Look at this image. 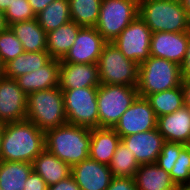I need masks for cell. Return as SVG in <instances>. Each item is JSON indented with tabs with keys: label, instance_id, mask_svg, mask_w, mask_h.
Wrapping results in <instances>:
<instances>
[{
	"label": "cell",
	"instance_id": "40",
	"mask_svg": "<svg viewBox=\"0 0 190 190\" xmlns=\"http://www.w3.org/2000/svg\"><path fill=\"white\" fill-rule=\"evenodd\" d=\"M183 92L184 106L190 107V78H183L181 83Z\"/></svg>",
	"mask_w": 190,
	"mask_h": 190
},
{
	"label": "cell",
	"instance_id": "8",
	"mask_svg": "<svg viewBox=\"0 0 190 190\" xmlns=\"http://www.w3.org/2000/svg\"><path fill=\"white\" fill-rule=\"evenodd\" d=\"M138 15L139 0H102L95 28L112 42Z\"/></svg>",
	"mask_w": 190,
	"mask_h": 190
},
{
	"label": "cell",
	"instance_id": "43",
	"mask_svg": "<svg viewBox=\"0 0 190 190\" xmlns=\"http://www.w3.org/2000/svg\"><path fill=\"white\" fill-rule=\"evenodd\" d=\"M11 0H0V10L4 12V10L9 6Z\"/></svg>",
	"mask_w": 190,
	"mask_h": 190
},
{
	"label": "cell",
	"instance_id": "30",
	"mask_svg": "<svg viewBox=\"0 0 190 190\" xmlns=\"http://www.w3.org/2000/svg\"><path fill=\"white\" fill-rule=\"evenodd\" d=\"M139 166L133 152L121 141L109 164L113 177L134 178Z\"/></svg>",
	"mask_w": 190,
	"mask_h": 190
},
{
	"label": "cell",
	"instance_id": "37",
	"mask_svg": "<svg viewBox=\"0 0 190 190\" xmlns=\"http://www.w3.org/2000/svg\"><path fill=\"white\" fill-rule=\"evenodd\" d=\"M47 190H81L76 184V181L72 175L64 180L59 181L57 184L47 187Z\"/></svg>",
	"mask_w": 190,
	"mask_h": 190
},
{
	"label": "cell",
	"instance_id": "34",
	"mask_svg": "<svg viewBox=\"0 0 190 190\" xmlns=\"http://www.w3.org/2000/svg\"><path fill=\"white\" fill-rule=\"evenodd\" d=\"M185 146L182 143L165 142L156 164L170 174L181 149Z\"/></svg>",
	"mask_w": 190,
	"mask_h": 190
},
{
	"label": "cell",
	"instance_id": "1",
	"mask_svg": "<svg viewBox=\"0 0 190 190\" xmlns=\"http://www.w3.org/2000/svg\"><path fill=\"white\" fill-rule=\"evenodd\" d=\"M45 149V132L25 119L2 125L0 161L32 163Z\"/></svg>",
	"mask_w": 190,
	"mask_h": 190
},
{
	"label": "cell",
	"instance_id": "24",
	"mask_svg": "<svg viewBox=\"0 0 190 190\" xmlns=\"http://www.w3.org/2000/svg\"><path fill=\"white\" fill-rule=\"evenodd\" d=\"M82 26L70 21L47 33L46 46L52 59L61 60L70 50Z\"/></svg>",
	"mask_w": 190,
	"mask_h": 190
},
{
	"label": "cell",
	"instance_id": "22",
	"mask_svg": "<svg viewBox=\"0 0 190 190\" xmlns=\"http://www.w3.org/2000/svg\"><path fill=\"white\" fill-rule=\"evenodd\" d=\"M134 181L138 190H177L170 174L156 163L140 164Z\"/></svg>",
	"mask_w": 190,
	"mask_h": 190
},
{
	"label": "cell",
	"instance_id": "9",
	"mask_svg": "<svg viewBox=\"0 0 190 190\" xmlns=\"http://www.w3.org/2000/svg\"><path fill=\"white\" fill-rule=\"evenodd\" d=\"M68 124L98 128V87L61 89Z\"/></svg>",
	"mask_w": 190,
	"mask_h": 190
},
{
	"label": "cell",
	"instance_id": "14",
	"mask_svg": "<svg viewBox=\"0 0 190 190\" xmlns=\"http://www.w3.org/2000/svg\"><path fill=\"white\" fill-rule=\"evenodd\" d=\"M189 40V31L154 32L150 42V56L163 58L182 65Z\"/></svg>",
	"mask_w": 190,
	"mask_h": 190
},
{
	"label": "cell",
	"instance_id": "46",
	"mask_svg": "<svg viewBox=\"0 0 190 190\" xmlns=\"http://www.w3.org/2000/svg\"><path fill=\"white\" fill-rule=\"evenodd\" d=\"M1 137H2V124H0V144H1Z\"/></svg>",
	"mask_w": 190,
	"mask_h": 190
},
{
	"label": "cell",
	"instance_id": "21",
	"mask_svg": "<svg viewBox=\"0 0 190 190\" xmlns=\"http://www.w3.org/2000/svg\"><path fill=\"white\" fill-rule=\"evenodd\" d=\"M33 171L40 175L47 186L57 184L71 175L72 167L46 148L33 160Z\"/></svg>",
	"mask_w": 190,
	"mask_h": 190
},
{
	"label": "cell",
	"instance_id": "28",
	"mask_svg": "<svg viewBox=\"0 0 190 190\" xmlns=\"http://www.w3.org/2000/svg\"><path fill=\"white\" fill-rule=\"evenodd\" d=\"M146 99L150 103L157 118L173 113L184 107L181 85L176 88L148 95Z\"/></svg>",
	"mask_w": 190,
	"mask_h": 190
},
{
	"label": "cell",
	"instance_id": "13",
	"mask_svg": "<svg viewBox=\"0 0 190 190\" xmlns=\"http://www.w3.org/2000/svg\"><path fill=\"white\" fill-rule=\"evenodd\" d=\"M27 94L15 79H0V124L26 119Z\"/></svg>",
	"mask_w": 190,
	"mask_h": 190
},
{
	"label": "cell",
	"instance_id": "44",
	"mask_svg": "<svg viewBox=\"0 0 190 190\" xmlns=\"http://www.w3.org/2000/svg\"><path fill=\"white\" fill-rule=\"evenodd\" d=\"M177 190H190V183L182 184L177 187Z\"/></svg>",
	"mask_w": 190,
	"mask_h": 190
},
{
	"label": "cell",
	"instance_id": "26",
	"mask_svg": "<svg viewBox=\"0 0 190 190\" xmlns=\"http://www.w3.org/2000/svg\"><path fill=\"white\" fill-rule=\"evenodd\" d=\"M32 171V163L0 161V189L23 190Z\"/></svg>",
	"mask_w": 190,
	"mask_h": 190
},
{
	"label": "cell",
	"instance_id": "39",
	"mask_svg": "<svg viewBox=\"0 0 190 190\" xmlns=\"http://www.w3.org/2000/svg\"><path fill=\"white\" fill-rule=\"evenodd\" d=\"M55 0H28L35 15L39 14L47 5Z\"/></svg>",
	"mask_w": 190,
	"mask_h": 190
},
{
	"label": "cell",
	"instance_id": "3",
	"mask_svg": "<svg viewBox=\"0 0 190 190\" xmlns=\"http://www.w3.org/2000/svg\"><path fill=\"white\" fill-rule=\"evenodd\" d=\"M154 32L190 31V17L179 0H139V15Z\"/></svg>",
	"mask_w": 190,
	"mask_h": 190
},
{
	"label": "cell",
	"instance_id": "41",
	"mask_svg": "<svg viewBox=\"0 0 190 190\" xmlns=\"http://www.w3.org/2000/svg\"><path fill=\"white\" fill-rule=\"evenodd\" d=\"M181 6L186 10L187 15L190 17V0H179Z\"/></svg>",
	"mask_w": 190,
	"mask_h": 190
},
{
	"label": "cell",
	"instance_id": "38",
	"mask_svg": "<svg viewBox=\"0 0 190 190\" xmlns=\"http://www.w3.org/2000/svg\"><path fill=\"white\" fill-rule=\"evenodd\" d=\"M182 78H190V31H189V40L186 49L185 58L183 64L181 65Z\"/></svg>",
	"mask_w": 190,
	"mask_h": 190
},
{
	"label": "cell",
	"instance_id": "17",
	"mask_svg": "<svg viewBox=\"0 0 190 190\" xmlns=\"http://www.w3.org/2000/svg\"><path fill=\"white\" fill-rule=\"evenodd\" d=\"M99 85L100 79L97 63H60V89L98 87Z\"/></svg>",
	"mask_w": 190,
	"mask_h": 190
},
{
	"label": "cell",
	"instance_id": "36",
	"mask_svg": "<svg viewBox=\"0 0 190 190\" xmlns=\"http://www.w3.org/2000/svg\"><path fill=\"white\" fill-rule=\"evenodd\" d=\"M47 187L46 182L40 175L32 171L25 182L23 190H47Z\"/></svg>",
	"mask_w": 190,
	"mask_h": 190
},
{
	"label": "cell",
	"instance_id": "2",
	"mask_svg": "<svg viewBox=\"0 0 190 190\" xmlns=\"http://www.w3.org/2000/svg\"><path fill=\"white\" fill-rule=\"evenodd\" d=\"M90 132V128L68 123L49 129L45 148L72 167L89 158Z\"/></svg>",
	"mask_w": 190,
	"mask_h": 190
},
{
	"label": "cell",
	"instance_id": "12",
	"mask_svg": "<svg viewBox=\"0 0 190 190\" xmlns=\"http://www.w3.org/2000/svg\"><path fill=\"white\" fill-rule=\"evenodd\" d=\"M106 43L107 41L95 27L83 26L79 29L74 44L60 63H98Z\"/></svg>",
	"mask_w": 190,
	"mask_h": 190
},
{
	"label": "cell",
	"instance_id": "15",
	"mask_svg": "<svg viewBox=\"0 0 190 190\" xmlns=\"http://www.w3.org/2000/svg\"><path fill=\"white\" fill-rule=\"evenodd\" d=\"M71 175L81 190H106L113 178L109 165L91 158L73 165Z\"/></svg>",
	"mask_w": 190,
	"mask_h": 190
},
{
	"label": "cell",
	"instance_id": "20",
	"mask_svg": "<svg viewBox=\"0 0 190 190\" xmlns=\"http://www.w3.org/2000/svg\"><path fill=\"white\" fill-rule=\"evenodd\" d=\"M121 137L113 128H92L90 132L89 158L109 165Z\"/></svg>",
	"mask_w": 190,
	"mask_h": 190
},
{
	"label": "cell",
	"instance_id": "4",
	"mask_svg": "<svg viewBox=\"0 0 190 190\" xmlns=\"http://www.w3.org/2000/svg\"><path fill=\"white\" fill-rule=\"evenodd\" d=\"M26 119L44 132L67 124L63 92L59 86L28 94Z\"/></svg>",
	"mask_w": 190,
	"mask_h": 190
},
{
	"label": "cell",
	"instance_id": "42",
	"mask_svg": "<svg viewBox=\"0 0 190 190\" xmlns=\"http://www.w3.org/2000/svg\"><path fill=\"white\" fill-rule=\"evenodd\" d=\"M5 20H4V13L0 10V32L6 28Z\"/></svg>",
	"mask_w": 190,
	"mask_h": 190
},
{
	"label": "cell",
	"instance_id": "18",
	"mask_svg": "<svg viewBox=\"0 0 190 190\" xmlns=\"http://www.w3.org/2000/svg\"><path fill=\"white\" fill-rule=\"evenodd\" d=\"M60 60L50 59L43 67L15 78L18 86L28 95L32 92L59 86Z\"/></svg>",
	"mask_w": 190,
	"mask_h": 190
},
{
	"label": "cell",
	"instance_id": "6",
	"mask_svg": "<svg viewBox=\"0 0 190 190\" xmlns=\"http://www.w3.org/2000/svg\"><path fill=\"white\" fill-rule=\"evenodd\" d=\"M137 96V86L100 84L97 93L98 127L114 128Z\"/></svg>",
	"mask_w": 190,
	"mask_h": 190
},
{
	"label": "cell",
	"instance_id": "27",
	"mask_svg": "<svg viewBox=\"0 0 190 190\" xmlns=\"http://www.w3.org/2000/svg\"><path fill=\"white\" fill-rule=\"evenodd\" d=\"M39 25L46 33L71 21L69 0H55L36 15Z\"/></svg>",
	"mask_w": 190,
	"mask_h": 190
},
{
	"label": "cell",
	"instance_id": "25",
	"mask_svg": "<svg viewBox=\"0 0 190 190\" xmlns=\"http://www.w3.org/2000/svg\"><path fill=\"white\" fill-rule=\"evenodd\" d=\"M51 59L47 50L23 52L4 65V76L15 79L43 67Z\"/></svg>",
	"mask_w": 190,
	"mask_h": 190
},
{
	"label": "cell",
	"instance_id": "10",
	"mask_svg": "<svg viewBox=\"0 0 190 190\" xmlns=\"http://www.w3.org/2000/svg\"><path fill=\"white\" fill-rule=\"evenodd\" d=\"M151 36V29L137 16L112 42L126 58L140 64L150 57Z\"/></svg>",
	"mask_w": 190,
	"mask_h": 190
},
{
	"label": "cell",
	"instance_id": "29",
	"mask_svg": "<svg viewBox=\"0 0 190 190\" xmlns=\"http://www.w3.org/2000/svg\"><path fill=\"white\" fill-rule=\"evenodd\" d=\"M102 0H69L70 18L80 26L95 27Z\"/></svg>",
	"mask_w": 190,
	"mask_h": 190
},
{
	"label": "cell",
	"instance_id": "5",
	"mask_svg": "<svg viewBox=\"0 0 190 190\" xmlns=\"http://www.w3.org/2000/svg\"><path fill=\"white\" fill-rule=\"evenodd\" d=\"M181 66L175 62L150 56L139 64L138 95H148L179 87L182 83Z\"/></svg>",
	"mask_w": 190,
	"mask_h": 190
},
{
	"label": "cell",
	"instance_id": "23",
	"mask_svg": "<svg viewBox=\"0 0 190 190\" xmlns=\"http://www.w3.org/2000/svg\"><path fill=\"white\" fill-rule=\"evenodd\" d=\"M23 45L24 52L47 50V33L37 19L22 21L8 26Z\"/></svg>",
	"mask_w": 190,
	"mask_h": 190
},
{
	"label": "cell",
	"instance_id": "33",
	"mask_svg": "<svg viewBox=\"0 0 190 190\" xmlns=\"http://www.w3.org/2000/svg\"><path fill=\"white\" fill-rule=\"evenodd\" d=\"M172 181L178 186L190 183V148L185 145L170 172Z\"/></svg>",
	"mask_w": 190,
	"mask_h": 190
},
{
	"label": "cell",
	"instance_id": "31",
	"mask_svg": "<svg viewBox=\"0 0 190 190\" xmlns=\"http://www.w3.org/2000/svg\"><path fill=\"white\" fill-rule=\"evenodd\" d=\"M24 52L23 45L9 27L0 32V59L5 65Z\"/></svg>",
	"mask_w": 190,
	"mask_h": 190
},
{
	"label": "cell",
	"instance_id": "19",
	"mask_svg": "<svg viewBox=\"0 0 190 190\" xmlns=\"http://www.w3.org/2000/svg\"><path fill=\"white\" fill-rule=\"evenodd\" d=\"M156 128L166 142L182 143L190 141V114L187 107L157 118Z\"/></svg>",
	"mask_w": 190,
	"mask_h": 190
},
{
	"label": "cell",
	"instance_id": "32",
	"mask_svg": "<svg viewBox=\"0 0 190 190\" xmlns=\"http://www.w3.org/2000/svg\"><path fill=\"white\" fill-rule=\"evenodd\" d=\"M3 13L7 27L15 23L36 18L28 0H11L9 6Z\"/></svg>",
	"mask_w": 190,
	"mask_h": 190
},
{
	"label": "cell",
	"instance_id": "11",
	"mask_svg": "<svg viewBox=\"0 0 190 190\" xmlns=\"http://www.w3.org/2000/svg\"><path fill=\"white\" fill-rule=\"evenodd\" d=\"M156 124L157 117L150 103L145 97L138 95L113 129L122 138L155 129Z\"/></svg>",
	"mask_w": 190,
	"mask_h": 190
},
{
	"label": "cell",
	"instance_id": "16",
	"mask_svg": "<svg viewBox=\"0 0 190 190\" xmlns=\"http://www.w3.org/2000/svg\"><path fill=\"white\" fill-rule=\"evenodd\" d=\"M121 141L133 152L139 164L156 163L166 142L157 128L122 137Z\"/></svg>",
	"mask_w": 190,
	"mask_h": 190
},
{
	"label": "cell",
	"instance_id": "45",
	"mask_svg": "<svg viewBox=\"0 0 190 190\" xmlns=\"http://www.w3.org/2000/svg\"><path fill=\"white\" fill-rule=\"evenodd\" d=\"M4 77V65L0 59V79Z\"/></svg>",
	"mask_w": 190,
	"mask_h": 190
},
{
	"label": "cell",
	"instance_id": "35",
	"mask_svg": "<svg viewBox=\"0 0 190 190\" xmlns=\"http://www.w3.org/2000/svg\"><path fill=\"white\" fill-rule=\"evenodd\" d=\"M106 190H138L132 177H113Z\"/></svg>",
	"mask_w": 190,
	"mask_h": 190
},
{
	"label": "cell",
	"instance_id": "7",
	"mask_svg": "<svg viewBox=\"0 0 190 190\" xmlns=\"http://www.w3.org/2000/svg\"><path fill=\"white\" fill-rule=\"evenodd\" d=\"M97 64L100 84L137 86L139 64L126 58L113 42L104 45Z\"/></svg>",
	"mask_w": 190,
	"mask_h": 190
}]
</instances>
